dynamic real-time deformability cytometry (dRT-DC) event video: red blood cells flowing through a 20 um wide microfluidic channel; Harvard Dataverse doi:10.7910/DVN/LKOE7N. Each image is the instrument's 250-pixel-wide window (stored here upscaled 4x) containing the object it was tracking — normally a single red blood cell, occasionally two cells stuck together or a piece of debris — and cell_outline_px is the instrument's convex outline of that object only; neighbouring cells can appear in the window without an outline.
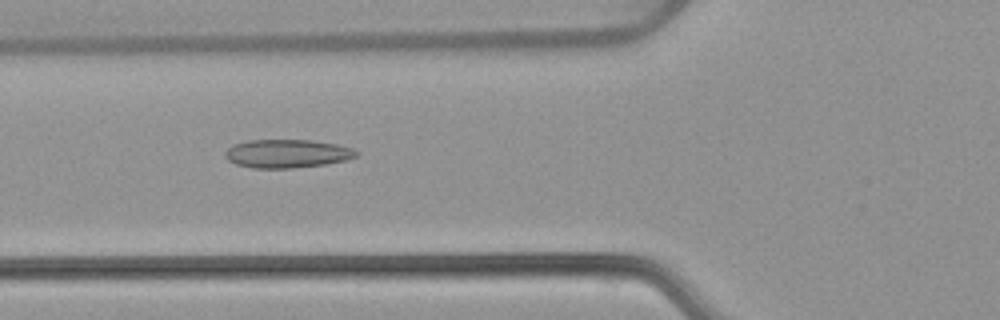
{"species": "common noctule bat (a hibernating species)", "species_latin": "Nyctalus noctula", "temperature_condition": "warm", "stored_images_in_passage": 52, "camera_frame_rate_fps": 3000, "um_per_image_px": 0.085, "animal": {"sex": "female", "body_mass_g": 22.7, "forearm_length_mm": 54.2}, "frame": {"image": 1, "passage_image": 19, "time_ms": 6.0, "image_size_px": [1000, 320], "cell_outline_px": [[360, 152], [356, 156], [344, 160], [324, 164], [292, 168], [252, 168], [236, 164], [228, 160], [224, 156], [224, 152], [232, 144], [248, 140], [312, 140], [340, 144], [352, 148]], "centroid_in_image_um": [24.39, 13.04], "position_along_channel_um": 101.4, "area_um2": 21.85}}
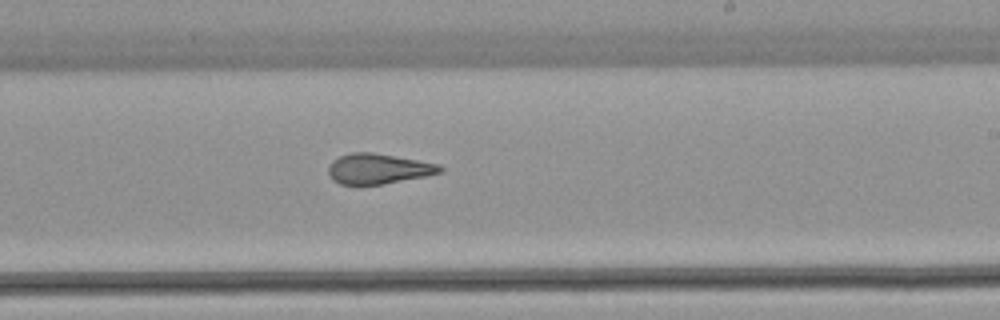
{"frame": {"image": 2, "passage_image": 31, "time_ms": 10.0, "image_size_px": [1000, 320], "cell_outline_px": [[444, 168], [440, 172], [424, 176], [384, 184], [340, 184], [332, 180], [328, 172], [328, 168], [332, 160], [340, 156], [352, 152], [372, 152], [440, 164]], "centroid_in_image_um": [32.13, 14.34], "position_along_channel_um": 256.9, "area_um2": 19.54}}
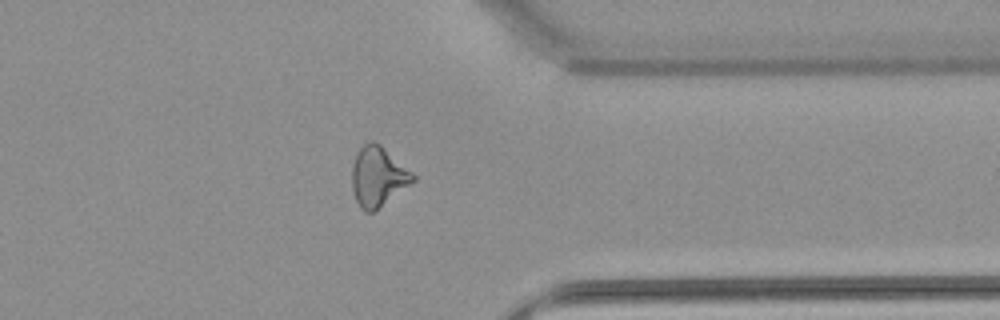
{"frame": {"image": 3, "passage_image": 41, "time_ms": 13.333, "image_size_px": [1000, 320], "cell_outline_px": [[416, 180], [372, 212], [364, 212], [360, 208], [356, 200], [352, 188], [352, 168], [356, 152], [368, 140], [372, 140], [380, 144], [412, 172], [416, 176]], "centroid_in_image_um": [32.11, 14.99], "position_along_channel_um": 379.3, "area_um2": 21.04}, "authors_computed_cell_mechanics": {"area_um2": 21.6172, "velocity_mm_per_s": 3.8881, "shape_relaxation_time_tau1_ms": null, "shape_relaxation_time_tau2_ms": 2.0135, "deformation_change_tau1": null, "deformation_change_tau2": 0.1101}}